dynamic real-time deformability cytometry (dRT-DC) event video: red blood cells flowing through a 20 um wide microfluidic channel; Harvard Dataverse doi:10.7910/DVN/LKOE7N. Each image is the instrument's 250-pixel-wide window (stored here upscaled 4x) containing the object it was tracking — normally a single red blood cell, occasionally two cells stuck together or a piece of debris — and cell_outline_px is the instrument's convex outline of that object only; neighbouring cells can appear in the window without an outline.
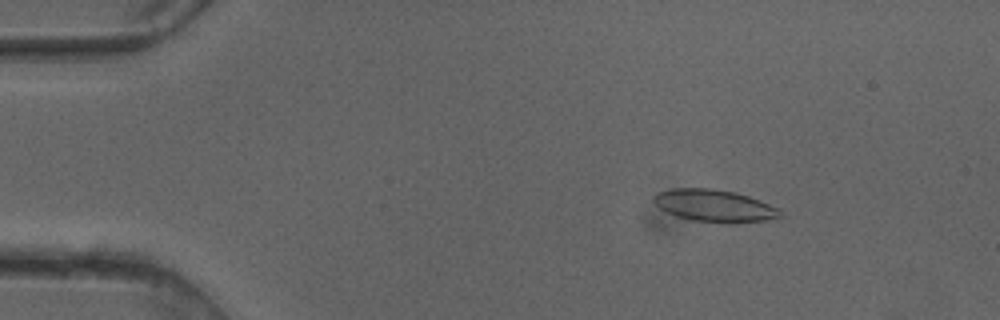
{"species": "common noctule bat (a hibernating species)", "species_latin": "Nyctalus noctula", "temperature_condition": "cold", "stored_images_in_passage": 49, "camera_frame_rate_fps": 3000, "um_per_image_px": 0.085, "animal": {"sex": "female"}, "frame": {"image": 1, "passage_image": 7, "time_ms": 2.0, "image_size_px": [1000, 320], "cell_outline_px": [[784, 216], [764, 220], [728, 224], [692, 220], [676, 216], [660, 208], [652, 200], [652, 196], [656, 192], [672, 188], [712, 188], [736, 192], [748, 196], [780, 208]], "centroid_in_image_um": [60.73, 17.48], "position_along_channel_um": 24.3, "area_um2": 23.99}}
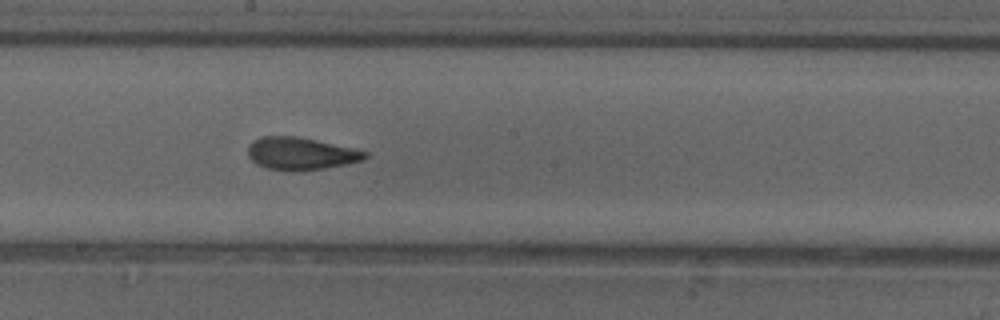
{"frame": {"image": 2, "passage_image": 27, "time_ms": 8.667, "image_size_px": [1000, 320], "cell_outline_px": [[368, 156], [364, 160], [324, 168], [296, 172], [268, 168], [256, 164], [248, 156], [248, 144], [252, 140], [264, 136], [296, 136], [356, 148], [368, 152]], "centroid_in_image_um": [25.57, 13.05], "position_along_channel_um": 222.6, "area_um2": 22.31}}
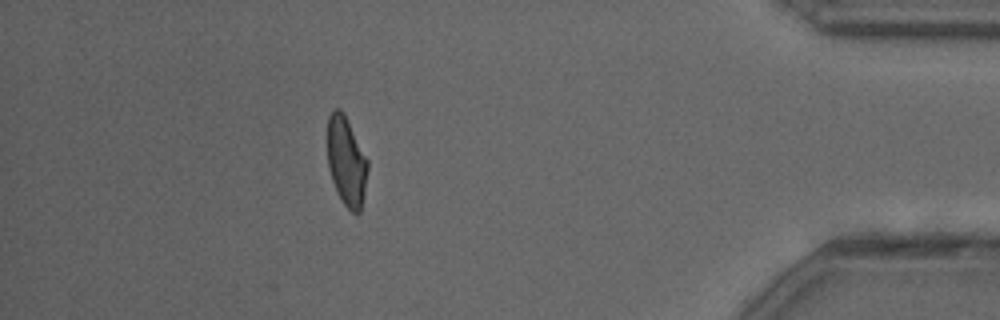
{"frame": {"image": 3, "passage_image": 44, "time_ms": 14.333, "image_size_px": [1000, 320], "cell_outline_px": [[368, 168], [364, 192], [360, 212], [356, 216], [344, 204], [336, 192], [328, 168], [328, 116], [332, 108], [340, 108], [344, 112], [368, 160]], "centroid_in_image_um": [29.44, 13.7], "position_along_channel_um": 405.8, "area_um2": 21.04}, "authors_computed_cell_mechanics": {"area_um2": 22.4264, "velocity_mm_per_s": 4.1018, "shape_relaxation_time_tau1_ms": 4.524, "shape_relaxation_time_tau2_ms": 1.7192, "deformation_change_tau1": 0.1473, "deformation_change_tau2": 0.0786}}